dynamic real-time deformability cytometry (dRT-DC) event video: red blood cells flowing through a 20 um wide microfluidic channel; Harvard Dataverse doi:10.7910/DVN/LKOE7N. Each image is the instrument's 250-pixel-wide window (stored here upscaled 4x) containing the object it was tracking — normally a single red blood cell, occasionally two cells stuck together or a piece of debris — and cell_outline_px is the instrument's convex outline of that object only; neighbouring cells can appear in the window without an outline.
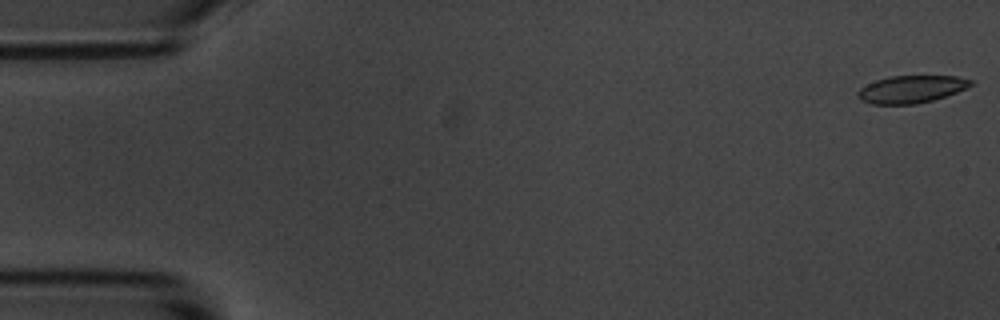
{"species": "common noctule bat (a hibernating species)", "species_latin": "Nyctalus noctula", "temperature_condition": "room temperature", "stored_images_in_passage": 6, "segment_of_instrument_passage": [2, 2], "camera_frame_rate_fps": 3000, "um_per_image_px": 0.085, "animal": {"sex": "male", "body_mass_g": 20.1, "forearm_length_mm": 53.5}, "frame": {"image": 1, "passage_image": 6, "time_ms": 6.0, "image_size_px": [1000, 320], "cell_outline_px": [[972, 84], [956, 92], [932, 100], [916, 104], [872, 104], [860, 100], [856, 96], [856, 92], [860, 88], [876, 80], [888, 76], [956, 76], [972, 80]], "centroid_in_image_um": [77.39, 7.58], "position_along_channel_um": 7.6, "area_um2": 17.92}}